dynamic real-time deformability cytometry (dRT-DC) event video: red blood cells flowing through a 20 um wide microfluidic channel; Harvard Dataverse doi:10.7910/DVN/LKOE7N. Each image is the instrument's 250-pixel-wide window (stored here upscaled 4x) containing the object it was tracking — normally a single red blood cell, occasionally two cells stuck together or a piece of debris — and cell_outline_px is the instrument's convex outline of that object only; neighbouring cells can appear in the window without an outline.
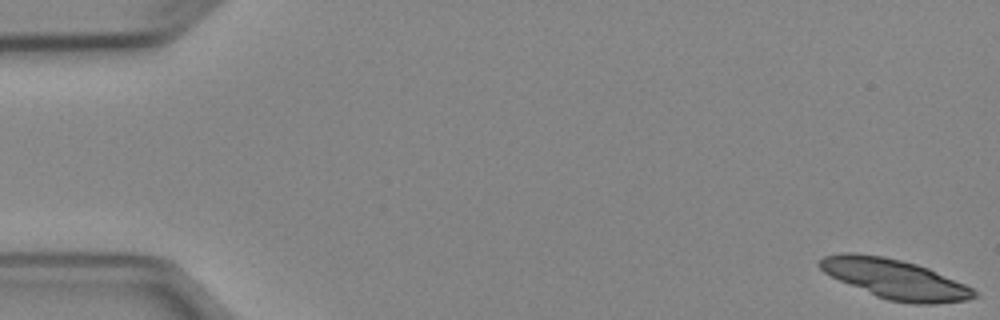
{"species": "Egyptian fruit bat (a non-hibernating species)", "species_latin": "Rousettus aegyptiacus", "temperature_condition": "cold", "stored_images_in_passage": 6, "camera_frame_rate_fps": 3000, "um_per_image_px": 0.085, "animal": {"sex": "female"}, "frame": {"image": 1, "passage_image": 1, "time_ms": 0.0, "image_size_px": [1000, 320], "cell_outline_px": [[980, 296], [968, 300], [936, 304], [912, 304], [888, 300], [876, 296], [840, 280], [824, 272], [816, 264], [824, 256], [840, 252], [856, 252], [884, 256], [916, 264], [928, 268], [964, 284], [972, 288]], "centroid_in_image_um": [76.07, 23.71], "position_along_channel_um": 8.9, "area_um2": 35.6}}
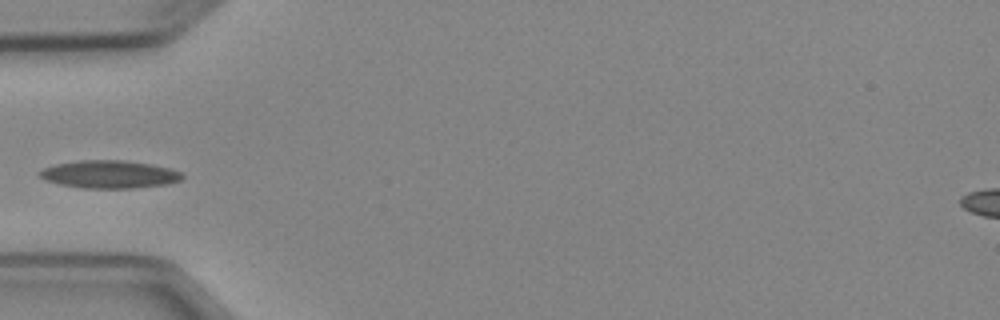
{"frame": {"image": 2, "passage_image": 6, "time_ms": 5.667, "image_size_px": [1000, 320], "cell_outline_px": [[184, 176], [180, 180], [168, 184], [132, 188], [80, 188], [60, 184], [44, 180], [36, 172], [44, 168], [56, 164], [80, 160], [120, 160], [152, 164], [168, 168], [180, 172]], "centroid_in_image_um": [9.27, 14.82], "position_along_channel_um": 75.7, "area_um2": 23.06}}